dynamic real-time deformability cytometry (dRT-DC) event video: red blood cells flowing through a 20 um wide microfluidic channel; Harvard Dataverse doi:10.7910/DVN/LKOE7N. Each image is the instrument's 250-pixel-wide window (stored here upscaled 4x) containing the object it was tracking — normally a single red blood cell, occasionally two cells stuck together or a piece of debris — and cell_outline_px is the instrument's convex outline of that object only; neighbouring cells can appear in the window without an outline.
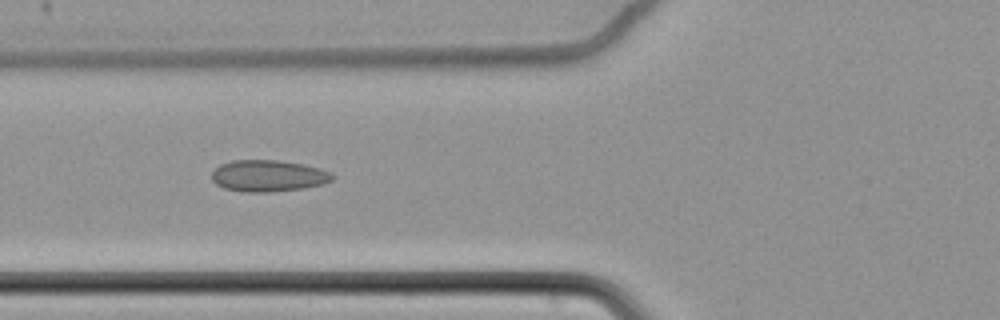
{"species": "common noctule bat (a hibernating species)", "species_latin": "Nyctalus noctula", "temperature_condition": "cold", "stored_images_in_passage": 8, "camera_frame_rate_fps": 3000, "um_per_image_px": 0.085, "animal": {"sex": "female", "body_mass_g": 22.7, "forearm_length_mm": 54.2}, "frame": {"image": 1, "passage_image": 7, "time_ms": 2.0, "image_size_px": [1000, 320], "cell_outline_px": [[336, 176], [332, 180], [324, 184], [304, 188], [268, 192], [248, 192], [224, 188], [216, 184], [212, 180], [212, 172], [220, 164], [232, 160], [276, 160], [304, 164], [320, 168], [332, 172]], "centroid_in_image_um": [22.84, 14.94], "position_along_channel_um": 103.0, "area_um2": 22.31}}
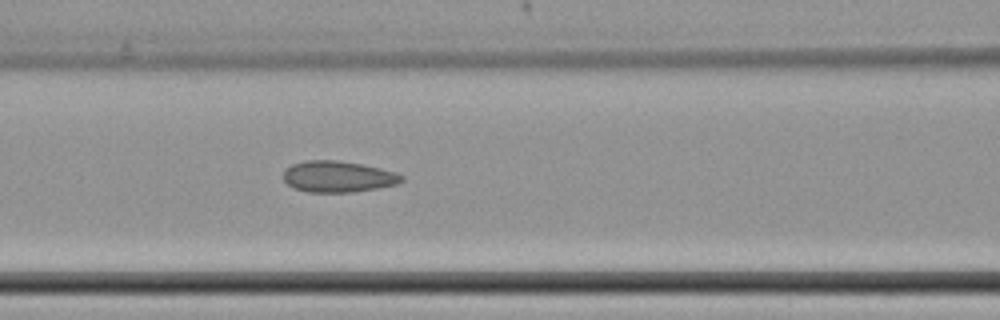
{"frame": {"image": 2, "passage_image": 8, "time_ms": 2.333, "image_size_px": [1000, 320], "cell_outline_px": [[404, 180], [396, 184], [376, 188], [352, 192], [308, 192], [292, 188], [284, 180], [284, 172], [292, 164], [304, 160], [336, 160], [360, 164], [380, 168], [396, 172], [404, 176]], "centroid_in_image_um": [28.72, 15.01], "position_along_channel_um": 137.9, "area_um2": 21.44}}